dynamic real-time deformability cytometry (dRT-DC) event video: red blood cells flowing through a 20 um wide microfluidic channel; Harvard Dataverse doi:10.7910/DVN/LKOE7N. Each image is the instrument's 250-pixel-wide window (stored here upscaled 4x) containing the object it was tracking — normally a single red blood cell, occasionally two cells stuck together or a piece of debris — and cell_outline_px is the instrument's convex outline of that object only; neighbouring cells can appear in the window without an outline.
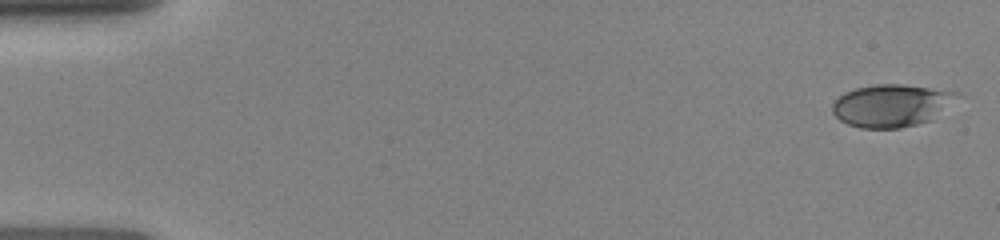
{"species": "human", "species_latin": "Homo sapiens", "temperature_condition": "room temperature", "stored_images_in_passage": 41, "camera_frame_rate_fps": 3000, "um_per_image_px": 0.085, "donor": {"sex": "female"}, "frame": {"image": 1, "passage_image": 1, "time_ms": 0.0, "image_size_px": [1000, 240], "cell_outline_px": [[968, 96], [932, 120], [900, 128], [860, 128], [848, 124], [840, 120], [832, 112], [832, 104], [844, 92], [856, 88], [876, 84], [900, 84], [960, 92]], "centroid_in_image_um": [75.91, 8.96], "position_along_channel_um": 9.1, "area_um2": 31.56}}
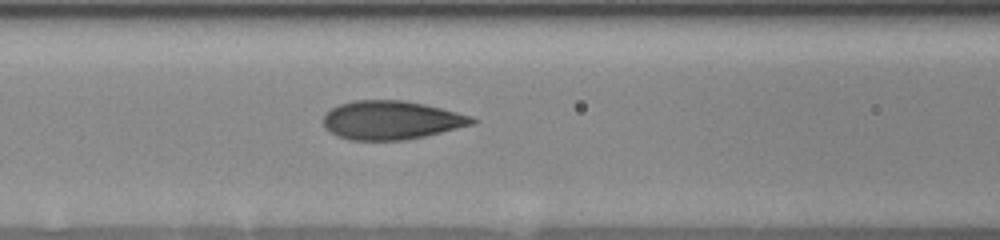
{"frame": {"image": 2, "passage_image": 24, "time_ms": 6.333, "image_size_px": [1000, 240], "cell_outline_px": [[480, 120], [472, 124], [424, 136], [404, 140], [348, 140], [336, 136], [324, 128], [324, 116], [332, 108], [340, 104], [352, 100], [404, 100], [424, 104], [472, 116]], "centroid_in_image_um": [33.23, 10.21], "position_along_channel_um": 133.4, "area_um2": 33.41}}
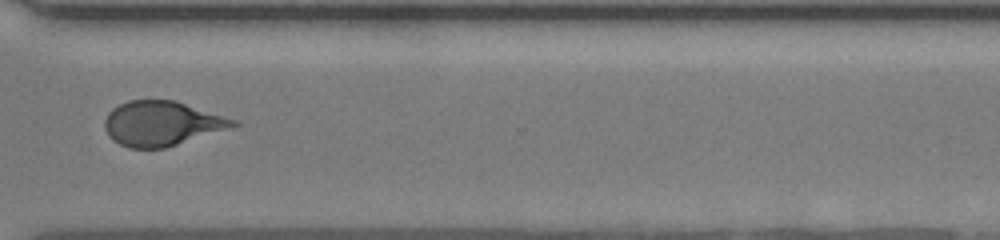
{"frame": {"image": 3, "passage_image": 40, "time_ms": 11.667, "image_size_px": [1000, 240], "cell_outline_px": [[240, 124], [164, 148], [128, 148], [112, 140], [108, 136], [104, 128], [104, 120], [108, 112], [112, 108], [128, 100], [176, 100], [236, 120]], "centroid_in_image_um": [13.68, 10.48], "position_along_channel_um": 356.9, "area_um2": 33.18}}